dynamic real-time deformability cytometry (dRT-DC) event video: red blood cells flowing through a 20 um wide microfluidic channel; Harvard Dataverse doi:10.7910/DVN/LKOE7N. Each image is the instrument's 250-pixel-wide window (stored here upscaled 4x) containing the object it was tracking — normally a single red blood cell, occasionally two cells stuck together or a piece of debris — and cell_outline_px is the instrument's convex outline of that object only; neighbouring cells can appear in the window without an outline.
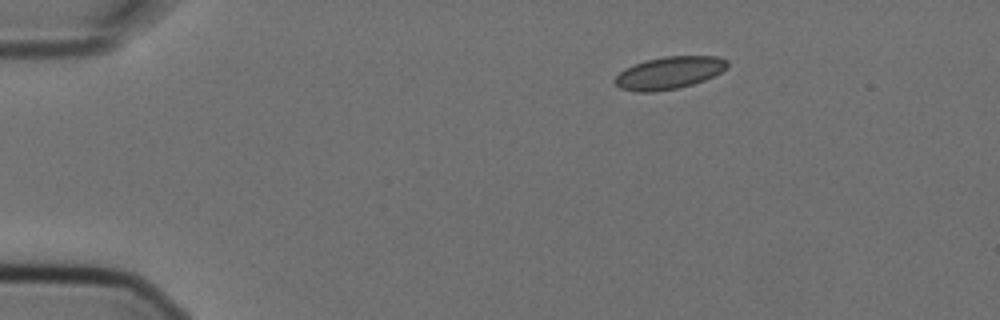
{"species": "Egyptian fruit bat (a non-hibernating species)", "species_latin": "Rousettus aegyptiacus", "temperature_condition": "cold", "stored_images_in_passage": 4, "camera_frame_rate_fps": 3000, "um_per_image_px": 0.085, "animal": {"sex": "female"}, "frame": {"image": 1, "passage_image": 1, "time_ms": 0.0, "image_size_px": [1000, 320], "cell_outline_px": [[728, 68], [704, 80], [680, 88], [656, 92], [636, 92], [620, 88], [612, 80], [624, 68], [644, 60], [664, 56], [720, 56], [728, 60]], "centroid_in_image_um": [56.87, 6.19], "position_along_channel_um": 28.1, "area_um2": 21.5}}